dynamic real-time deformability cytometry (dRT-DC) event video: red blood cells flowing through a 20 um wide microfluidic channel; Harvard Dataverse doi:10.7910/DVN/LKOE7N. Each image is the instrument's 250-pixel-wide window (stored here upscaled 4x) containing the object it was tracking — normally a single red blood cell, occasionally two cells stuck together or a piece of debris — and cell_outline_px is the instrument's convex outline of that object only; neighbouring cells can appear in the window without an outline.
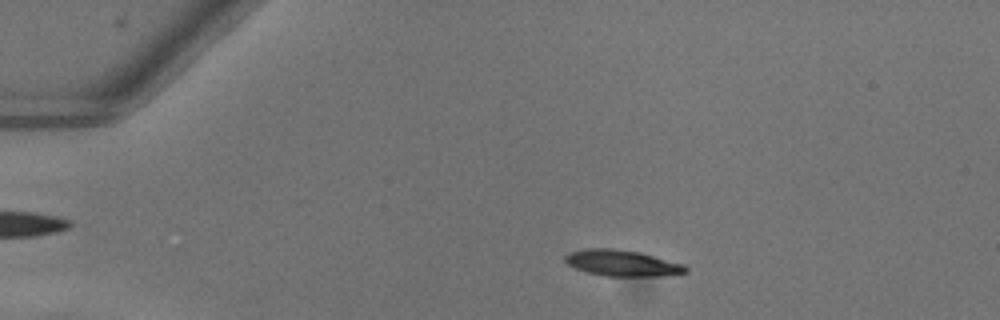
{"species": "common noctule bat (a hibernating species)", "species_latin": "Nyctalus noctula", "temperature_condition": "warm", "stored_images_in_passage": 31, "camera_frame_rate_fps": 3000, "um_per_image_px": 0.085, "animal": {"sex": "female"}, "frame": {"image": 1, "passage_image": 11, "time_ms": 3.333, "image_size_px": [1000, 320], "cell_outline_px": [[688, 272], [656, 276], [604, 276], [588, 272], [576, 268], [568, 264], [564, 260], [564, 256], [568, 252], [584, 248], [612, 248], [640, 252], [684, 264], [688, 268]], "centroid_in_image_um": [52.86, 22.35], "position_along_channel_um": 32.1, "area_um2": 18.38}}
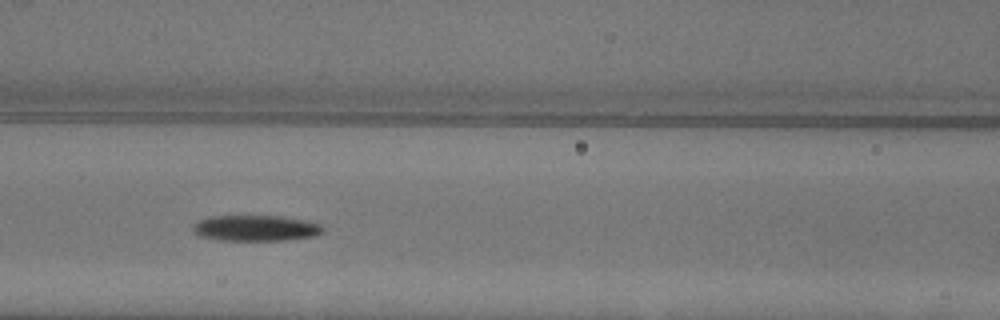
{"frame": {"image": 2, "passage_image": 24, "time_ms": 7.667, "image_size_px": [1000, 320], "cell_outline_px": [[324, 232], [316, 236], [288, 240], [216, 240], [200, 236], [192, 228], [192, 224], [208, 216], [280, 216], [304, 220], [320, 224], [324, 228]], "centroid_in_image_um": [21.75, 19.39], "position_along_channel_um": 144.9, "area_um2": 19.65}}
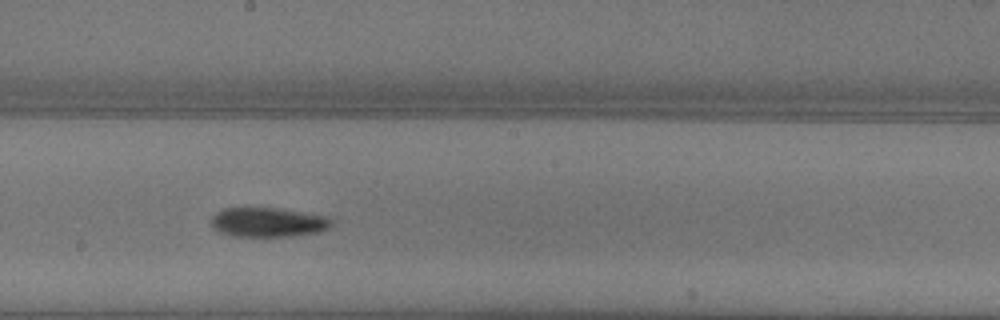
{"frame": {"image": 3, "passage_image": 30, "time_ms": 9.667, "image_size_px": [1000, 320], "cell_outline_px": [[332, 224], [328, 228], [320, 232], [292, 236], [232, 236], [220, 232], [212, 228], [212, 216], [216, 212], [224, 208], [280, 208], [328, 216], [332, 220]], "centroid_in_image_um": [22.8, 18.89], "position_along_channel_um": 225.4, "area_um2": 20.75}}